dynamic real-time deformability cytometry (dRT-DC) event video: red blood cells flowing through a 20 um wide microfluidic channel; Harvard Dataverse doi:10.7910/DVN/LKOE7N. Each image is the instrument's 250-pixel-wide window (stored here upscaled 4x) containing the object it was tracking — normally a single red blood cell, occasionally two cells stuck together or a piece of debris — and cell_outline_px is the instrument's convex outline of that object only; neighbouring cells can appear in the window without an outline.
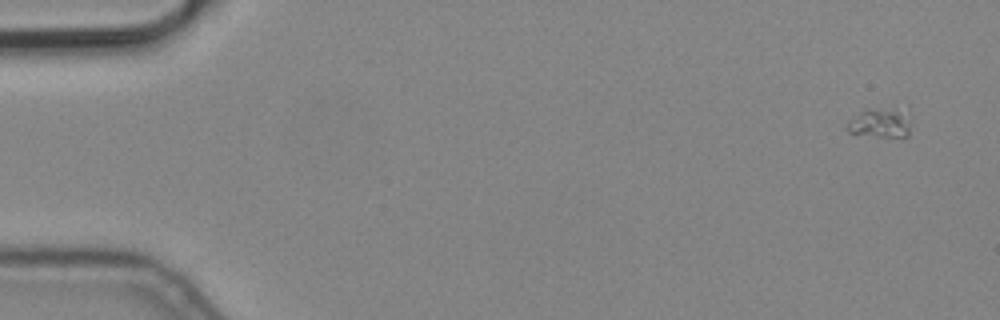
{"species": "common noctule bat (a hibernating species)", "species_latin": "Nyctalus noctula", "temperature_condition": "cold", "stored_images_in_passage": 8, "camera_frame_rate_fps": 3000, "um_per_image_px": 0.085, "animal": {"sex": "male", "body_mass_g": 19.2, "forearm_length_mm": 51.8}, "frame": {"image": 1, "passage_image": 1, "time_ms": 0.0, "image_size_px": [1000, 320], "cell_outline_px": [[912, 124], [908, 136], [904, 140], [900, 140], [848, 132], [848, 120], [860, 112], [868, 108], [896, 112]], "centroid_in_image_um": [74.8, 10.57], "position_along_channel_um": 10.2, "area_um2": 10.58}}
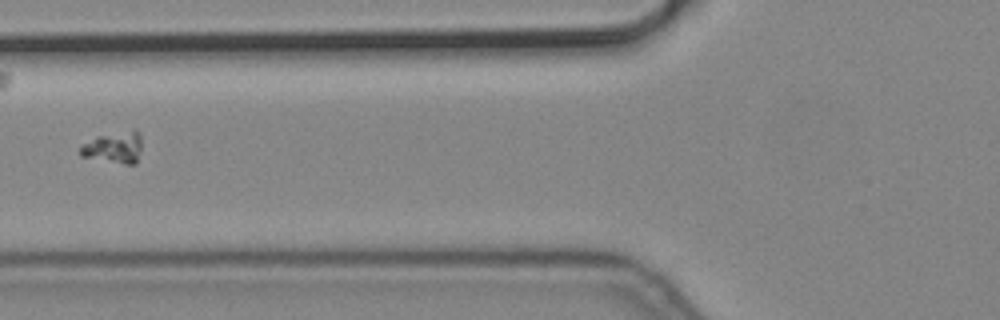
{"frame": {"image": 2, "passage_image": 7, "time_ms": 2.0, "image_size_px": [1000, 320], "cell_outline_px": [[140, 148], [136, 164], [124, 164], [80, 156], [80, 148], [84, 144], [96, 136], [132, 128], [136, 128], [140, 132]], "centroid_in_image_um": [9.72, 12.49], "position_along_channel_um": 116.1, "area_um2": 11.44}}
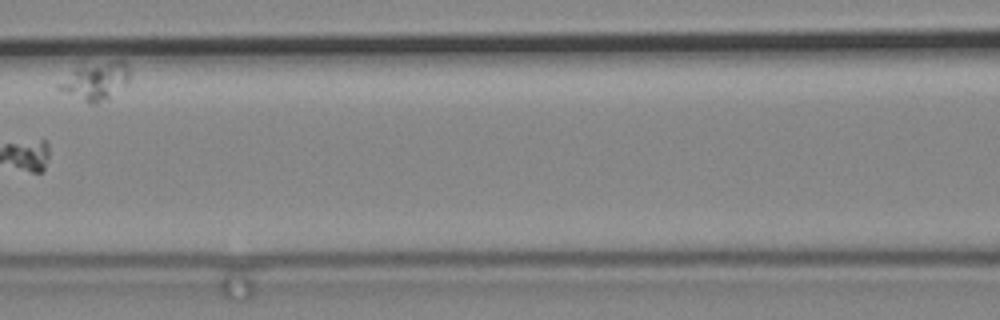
{"frame": {"image": 3, "passage_image": 8, "time_ms": 2.333, "image_size_px": [1000, 320], "cell_outline_px": [[132, 72], [128, 80], [108, 100], [96, 104], [88, 104], [60, 92], [56, 88], [56, 84], [80, 64], [116, 60], [124, 60], [128, 64]], "centroid_in_image_um": [8.1, 6.89], "position_along_channel_um": 158.5, "area_um2": 16.3}}